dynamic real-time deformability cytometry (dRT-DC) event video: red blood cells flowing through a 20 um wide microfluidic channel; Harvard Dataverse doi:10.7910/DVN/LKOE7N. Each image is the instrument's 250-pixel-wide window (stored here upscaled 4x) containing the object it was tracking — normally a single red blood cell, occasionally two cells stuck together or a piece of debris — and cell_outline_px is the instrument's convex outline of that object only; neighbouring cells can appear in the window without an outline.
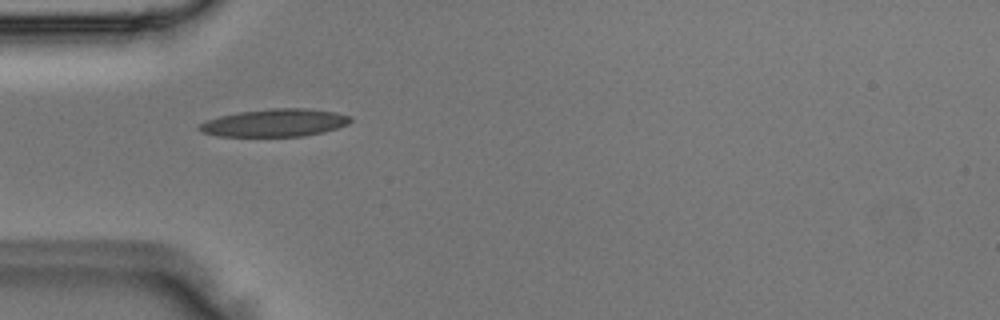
{"species": "Egyptian fruit bat (a non-hibernating species)", "species_latin": "Rousettus aegyptiacus", "temperature_condition": "room temperature", "stored_images_in_passage": 4, "camera_frame_rate_fps": 3000, "um_per_image_px": 0.085, "animal": {"sex": "male"}, "frame": {"image": 1, "passage_image": 1, "time_ms": 0.0, "image_size_px": [1000, 320], "cell_outline_px": [[352, 120], [348, 124], [324, 132], [304, 136], [216, 136], [200, 132], [196, 128], [196, 124], [220, 116], [240, 112], [272, 108], [304, 108], [336, 112], [352, 116]], "centroid_in_image_um": [23.34, 10.44], "position_along_channel_um": 61.7, "area_um2": 24.51}}
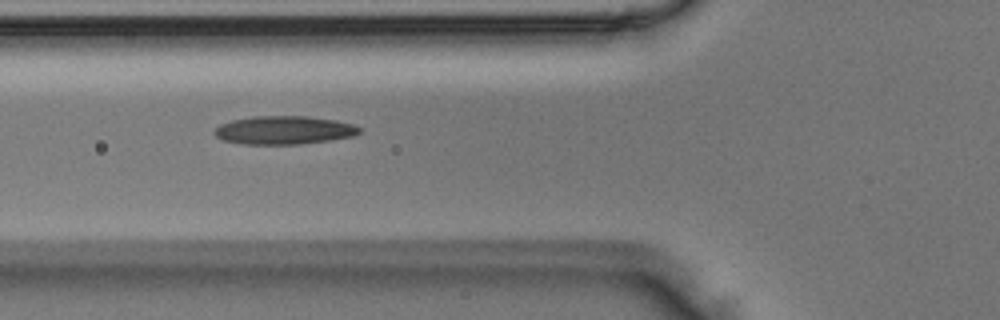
{"frame": {"image": 2, "passage_image": 2, "time_ms": 0.333, "image_size_px": [1000, 320], "cell_outline_px": [[364, 132], [352, 136], [332, 140], [300, 144], [240, 144], [224, 140], [216, 136], [212, 132], [220, 124], [232, 120], [252, 116], [308, 116], [336, 120], [352, 124], [364, 128]], "centroid_in_image_um": [24.18, 11.06], "position_along_channel_um": 101.6, "area_um2": 24.22}}
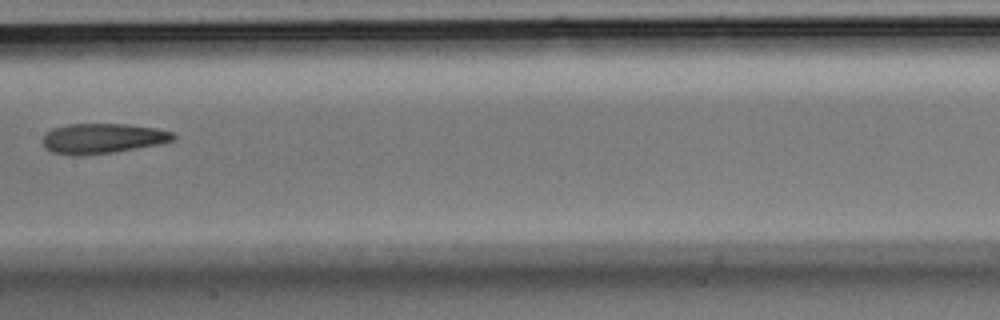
{"frame": {"image": 3, "passage_image": 4, "time_ms": 1.0, "image_size_px": [1000, 320], "cell_outline_px": [[176, 136], [172, 140], [156, 144], [112, 152], [76, 156], [52, 152], [44, 148], [40, 140], [52, 128], [68, 124], [124, 124], [156, 128], [172, 132]], "centroid_in_image_um": [8.63, 11.76], "position_along_channel_um": 198.8, "area_um2": 22.66}}